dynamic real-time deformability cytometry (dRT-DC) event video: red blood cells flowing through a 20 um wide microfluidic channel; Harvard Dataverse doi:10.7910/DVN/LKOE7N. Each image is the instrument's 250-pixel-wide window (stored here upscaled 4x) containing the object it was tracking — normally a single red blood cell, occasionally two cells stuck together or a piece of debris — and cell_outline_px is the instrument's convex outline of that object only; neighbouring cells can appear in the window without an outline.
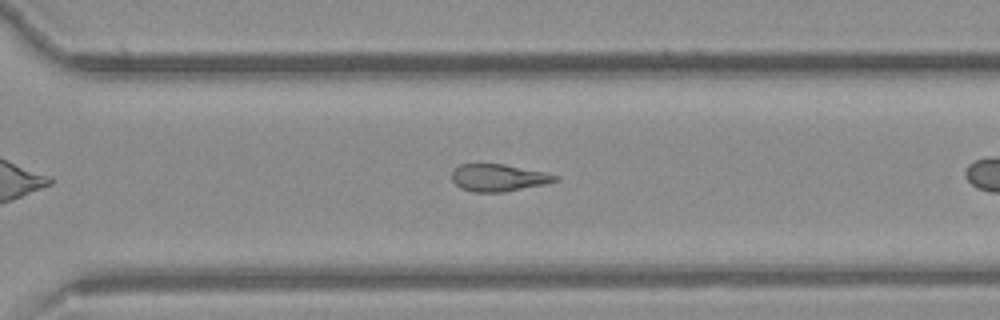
{"species": "common noctule bat (a hibernating species)", "species_latin": "Nyctalus noctula", "temperature_condition": "cold", "stored_images_in_passage": 29, "camera_frame_rate_fps": 3000, "um_per_image_px": 0.085, "animal": {"sex": "female", "body_mass_g": 21.9}, "frame": {"image": 1, "passage_image": 25, "time_ms": 8.0, "image_size_px": [1000, 320], "cell_outline_px": [[560, 180], [544, 184], [504, 192], [472, 192], [460, 188], [452, 180], [452, 172], [460, 164], [504, 164], [544, 172], [560, 176]], "centroid_in_image_um": [42.38, 15.11], "position_along_channel_um": 328.2, "area_um2": 16.36}}